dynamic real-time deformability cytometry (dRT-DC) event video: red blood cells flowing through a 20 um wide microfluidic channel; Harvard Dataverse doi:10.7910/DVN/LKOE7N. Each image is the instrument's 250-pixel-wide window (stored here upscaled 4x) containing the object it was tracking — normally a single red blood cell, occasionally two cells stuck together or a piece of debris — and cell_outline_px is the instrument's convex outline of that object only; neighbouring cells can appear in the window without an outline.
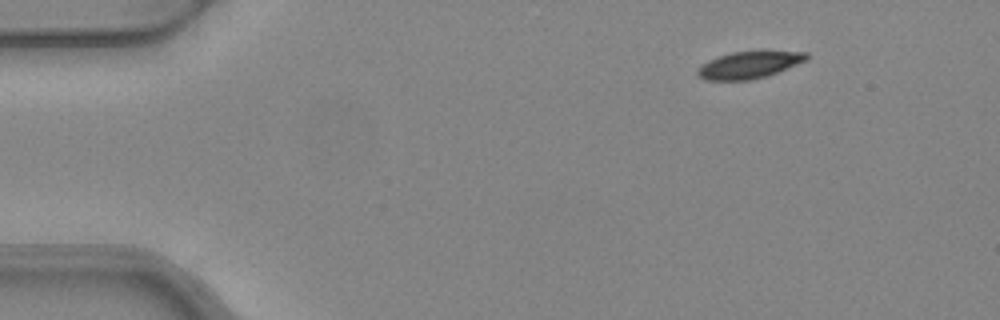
{"species": "common noctule bat (a hibernating species)", "species_latin": "Nyctalus noctula", "temperature_condition": "warm", "stored_images_in_passage": 4, "camera_frame_rate_fps": 3000, "um_per_image_px": 0.085, "animal": {"sex": "female", "body_mass_g": 24.6, "forearm_length_mm": 56.2}, "frame": {"image": 1, "passage_image": 1, "time_ms": 0.0, "image_size_px": [1000, 320], "cell_outline_px": [[808, 60], [768, 76], [748, 80], [704, 80], [696, 72], [708, 60], [732, 52], [764, 48], [808, 52]], "centroid_in_image_um": [63.79, 5.46], "position_along_channel_um": 21.2, "area_um2": 17.86}}
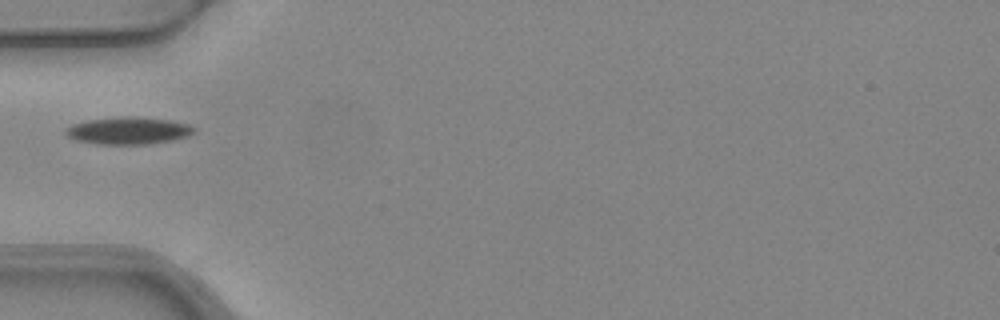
{"frame": {"image": 2, "passage_image": 4, "time_ms": 1.0, "image_size_px": [1000, 320], "cell_outline_px": [[196, 132], [188, 136], [172, 140], [148, 144], [96, 144], [76, 140], [68, 136], [64, 132], [64, 128], [72, 124], [88, 120], [120, 116], [136, 116], [172, 120], [188, 124], [196, 128]], "centroid_in_image_um": [10.92, 11.09], "position_along_channel_um": 74.1, "area_um2": 20.63}}